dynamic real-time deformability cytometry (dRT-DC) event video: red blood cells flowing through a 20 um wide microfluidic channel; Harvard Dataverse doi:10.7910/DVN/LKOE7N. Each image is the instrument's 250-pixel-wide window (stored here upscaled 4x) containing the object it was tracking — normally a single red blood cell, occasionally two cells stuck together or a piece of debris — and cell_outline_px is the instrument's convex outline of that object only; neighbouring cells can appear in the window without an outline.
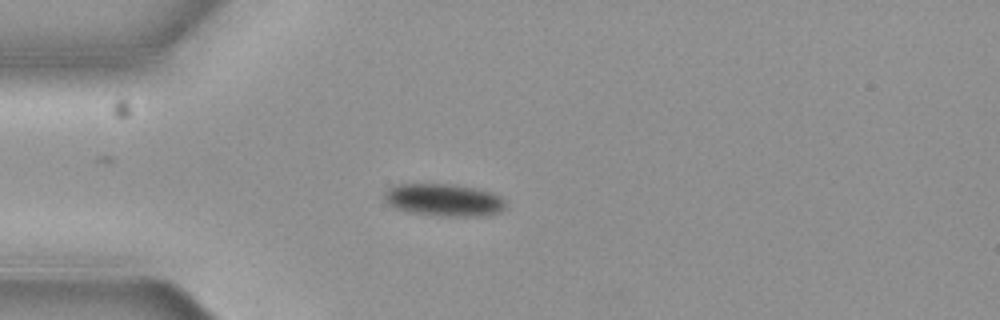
{"species": "common noctule bat (a hibernating species)", "species_latin": "Nyctalus noctula", "temperature_condition": "cold", "stored_images_in_passage": 6, "camera_frame_rate_fps": 3000, "um_per_image_px": 0.085, "animal": {"sex": "female", "body_mass_g": 19.3, "forearm_length_mm": 54.1}, "frame": {"image": 1, "passage_image": 5, "time_ms": 1.333, "image_size_px": [1000, 320], "cell_outline_px": [[504, 208], [500, 212], [484, 216], [440, 216], [408, 212], [396, 208], [388, 204], [384, 200], [384, 196], [388, 188], [396, 184], [456, 184], [476, 188], [492, 192], [500, 196], [504, 200]], "centroid_in_image_um": [37.73, 16.99], "position_along_channel_um": 47.3, "area_um2": 23.06}}